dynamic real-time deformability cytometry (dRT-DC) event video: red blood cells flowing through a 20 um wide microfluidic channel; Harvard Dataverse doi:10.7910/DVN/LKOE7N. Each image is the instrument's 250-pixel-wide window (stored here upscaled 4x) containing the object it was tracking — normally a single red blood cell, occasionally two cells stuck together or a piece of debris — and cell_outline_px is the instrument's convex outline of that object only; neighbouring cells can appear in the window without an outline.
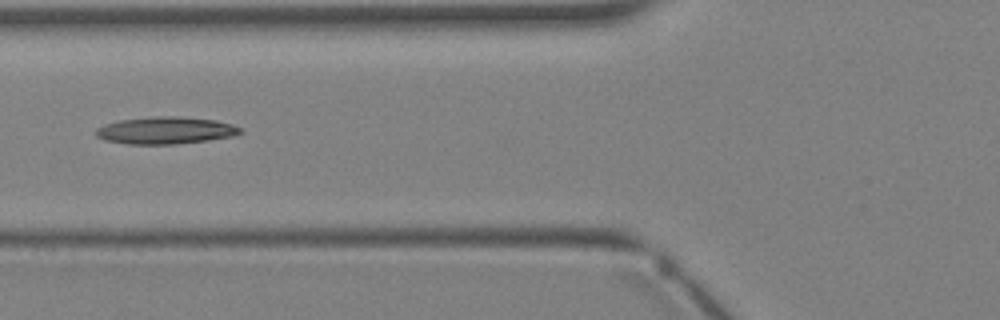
{"species": "Egyptian fruit bat (a non-hibernating species)", "species_latin": "Rousettus aegyptiacus", "temperature_condition": "warm", "stored_images_in_passage": 3, "camera_frame_rate_fps": 3000, "um_per_image_px": 0.085, "animal": {"sex": "female"}, "frame": {"image": 1, "passage_image": 3, "time_ms": 2.333, "image_size_px": [1000, 320], "cell_outline_px": [[244, 132], [236, 136], [208, 140], [176, 144], [128, 144], [104, 140], [96, 136], [96, 128], [104, 124], [120, 120], [156, 116], [176, 116], [216, 120], [232, 124], [244, 128]], "centroid_in_image_um": [14.12, 11.09], "position_along_channel_um": 111.7, "area_um2": 23.06}}